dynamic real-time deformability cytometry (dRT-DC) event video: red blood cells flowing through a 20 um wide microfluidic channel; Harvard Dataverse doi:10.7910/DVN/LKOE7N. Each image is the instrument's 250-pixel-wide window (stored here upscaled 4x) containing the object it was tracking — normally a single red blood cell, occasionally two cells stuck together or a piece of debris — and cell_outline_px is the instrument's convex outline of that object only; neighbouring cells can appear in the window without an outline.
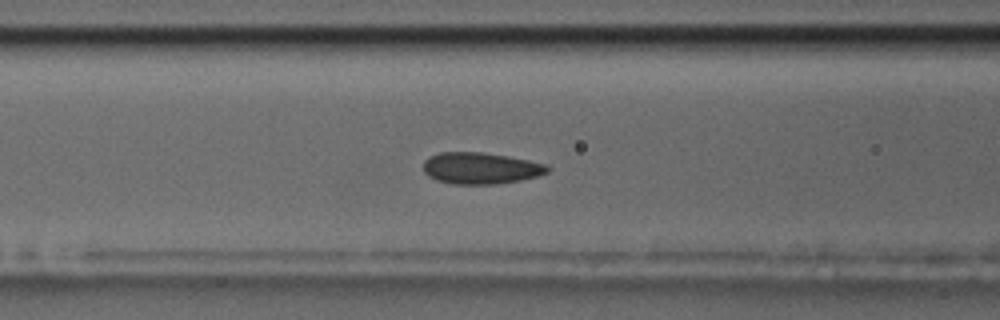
{"species": "common noctule bat (a hibernating species)", "species_latin": "Nyctalus noctula", "temperature_condition": "room temperature", "stored_images_in_passage": 51, "camera_frame_rate_fps": 3000, "um_per_image_px": 0.085, "animal": {"sex": "male", "body_mass_g": 17.5, "forearm_length_mm": 52.3}, "frame": {"image": 1, "passage_image": 16, "time_ms": 5.0, "image_size_px": [1000, 320], "cell_outline_px": [[552, 168], [548, 172], [536, 176], [520, 180], [496, 184], [452, 184], [436, 180], [428, 176], [424, 172], [424, 160], [428, 156], [440, 152], [480, 152], [508, 156], [548, 164]], "centroid_in_image_um": [40.85, 14.29], "position_along_channel_um": 125.7, "area_um2": 22.95}}
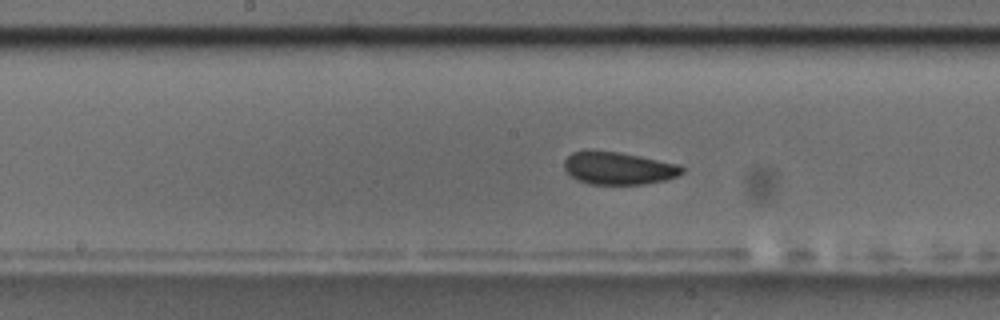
{"frame": {"image": 2, "passage_image": 22, "time_ms": 7.0, "image_size_px": [1000, 320], "cell_outline_px": [[684, 172], [676, 176], [664, 180], [644, 184], [588, 184], [576, 180], [564, 168], [564, 160], [572, 152], [588, 148], [620, 152], [680, 164], [684, 168]], "centroid_in_image_um": [52.53, 14.27], "position_along_channel_um": 195.7, "area_um2": 22.77}}
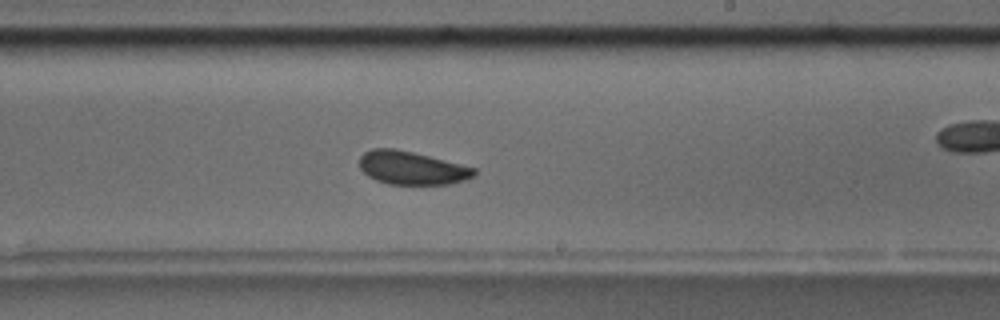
{"frame": {"image": 3, "passage_image": 27, "time_ms": 8.667, "image_size_px": [1000, 320], "cell_outline_px": [[476, 172], [472, 176], [464, 180], [448, 184], [388, 184], [376, 180], [368, 176], [360, 168], [360, 156], [364, 152], [372, 148], [396, 148], [476, 168]], "centroid_in_image_um": [34.96, 14.27], "position_along_channel_um": 254.0, "area_um2": 22.02}, "authors_computed_cell_mechanics": {"area_um2": 22.7154, "velocity_mm_per_s": 3.514, "shape_relaxation_time_tau1_ms": 4.5572, "shape_relaxation_time_tau2_ms": 3.6892, "deformation_change_tau1": 0.0663, "deformation_change_tau2": 0.0586}}